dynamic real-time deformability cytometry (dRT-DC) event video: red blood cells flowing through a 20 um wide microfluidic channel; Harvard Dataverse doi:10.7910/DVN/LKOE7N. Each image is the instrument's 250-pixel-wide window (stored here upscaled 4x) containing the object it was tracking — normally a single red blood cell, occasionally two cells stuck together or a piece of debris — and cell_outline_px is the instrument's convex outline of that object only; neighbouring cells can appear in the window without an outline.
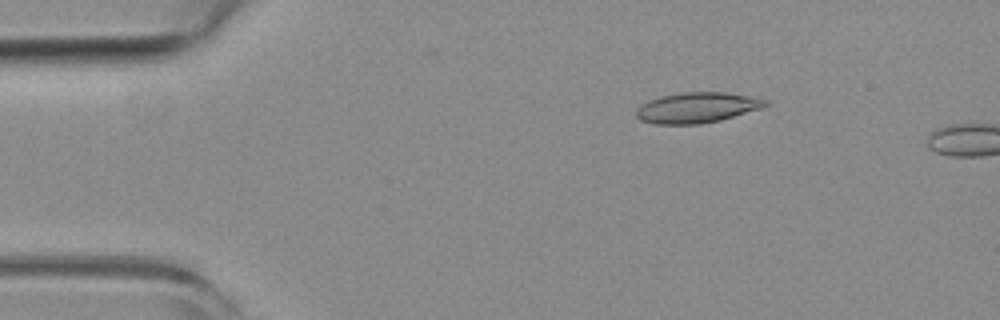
{"species": "common noctule bat (a hibernating species)", "species_latin": "Nyctalus noctula", "temperature_condition": "room temperature", "stored_images_in_passage": 11, "camera_frame_rate_fps": 3000, "um_per_image_px": 0.085, "animal": {"sex": "female", "body_mass_g": 19.3, "forearm_length_mm": 54.1}, "frame": {"image": 1, "passage_image": 8, "time_ms": 2.333, "image_size_px": [1000, 320], "cell_outline_px": [[768, 104], [760, 108], [720, 120], [700, 124], [656, 124], [640, 120], [636, 116], [636, 108], [648, 100], [660, 96], [680, 92], [724, 92], [748, 96], [768, 100]], "centroid_in_image_um": [59.19, 9.14], "position_along_channel_um": 25.8, "area_um2": 22.83}}